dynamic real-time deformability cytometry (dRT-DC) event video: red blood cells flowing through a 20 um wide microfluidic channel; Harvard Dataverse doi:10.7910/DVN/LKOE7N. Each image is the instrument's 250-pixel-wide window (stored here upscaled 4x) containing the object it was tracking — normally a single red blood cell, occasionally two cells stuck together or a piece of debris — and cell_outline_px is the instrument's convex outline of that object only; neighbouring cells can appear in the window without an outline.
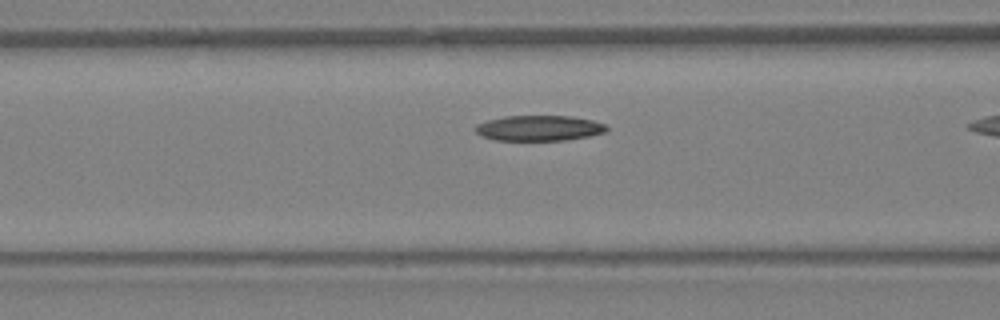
{"species": "Egyptian fruit bat (a non-hibernating species)", "species_latin": "Rousettus aegyptiacus", "temperature_condition": "warm", "stored_images_in_passage": 10, "camera_frame_rate_fps": 3000, "um_per_image_px": 0.085, "animal": {"sex": "female"}, "frame": {"image": 1, "passage_image": 6, "time_ms": 1.667, "image_size_px": [1000, 320], "cell_outline_px": [[608, 128], [604, 132], [588, 136], [564, 140], [496, 140], [480, 136], [476, 132], [476, 124], [488, 120], [504, 116], [572, 116], [592, 120], [604, 124]], "centroid_in_image_um": [45.79, 10.88], "position_along_channel_um": 120.8, "area_um2": 19.31}}
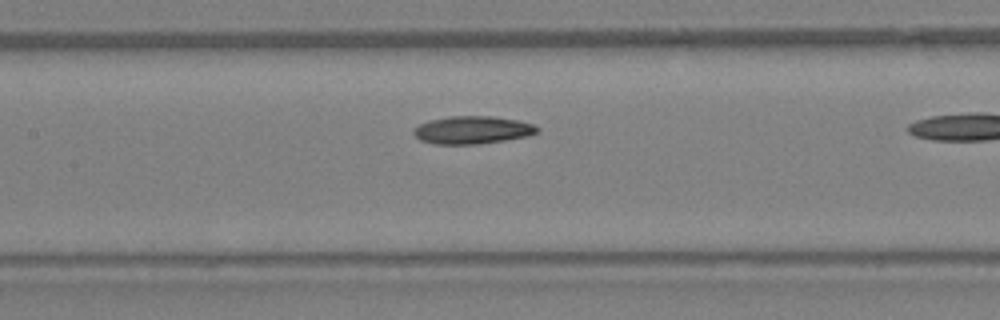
{"frame": {"image": 2, "passage_image": 9, "time_ms": 2.667, "image_size_px": [1000, 320], "cell_outline_px": [[540, 132], [528, 136], [480, 144], [432, 144], [420, 140], [412, 132], [420, 124], [432, 120], [452, 116], [492, 116], [516, 120], [532, 124], [540, 128]], "centroid_in_image_um": [40.19, 11.06], "position_along_channel_um": 167.2, "area_um2": 19.88}}